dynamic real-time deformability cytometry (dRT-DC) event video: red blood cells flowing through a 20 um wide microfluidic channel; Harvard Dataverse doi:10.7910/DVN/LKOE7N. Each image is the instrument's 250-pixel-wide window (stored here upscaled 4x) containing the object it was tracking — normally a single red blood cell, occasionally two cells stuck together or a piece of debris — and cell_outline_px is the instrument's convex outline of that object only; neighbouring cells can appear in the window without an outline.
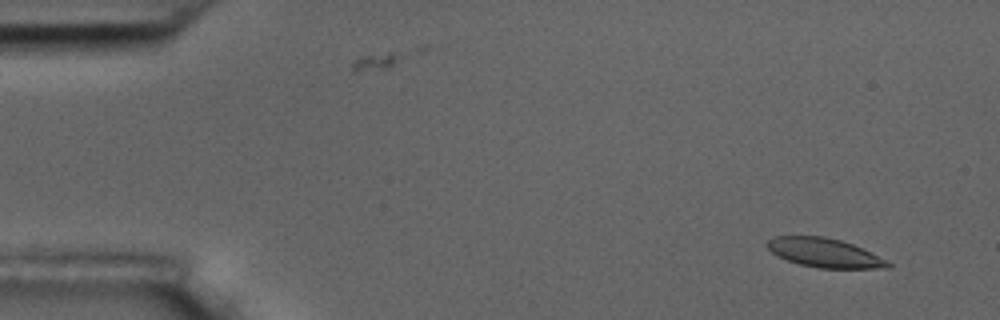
{"species": "common noctule bat (a hibernating species)", "species_latin": "Nyctalus noctula", "temperature_condition": "room temperature", "stored_images_in_passage": 9, "camera_frame_rate_fps": 3000, "um_per_image_px": 0.085, "animal": {"sex": "male", "body_mass_g": 17.5, "forearm_length_mm": 52.3}, "frame": {"image": 1, "passage_image": 2, "time_ms": 1.0, "image_size_px": [1000, 320], "cell_outline_px": [[892, 268], [816, 268], [800, 264], [776, 256], [764, 244], [772, 236], [824, 236], [840, 240], [852, 244], [892, 264]], "centroid_in_image_um": [70.0, 21.48], "position_along_channel_um": 15.0, "area_um2": 20.23}}
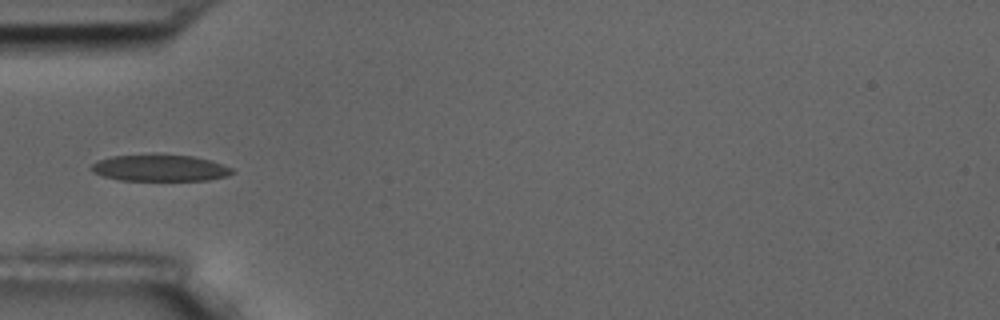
{"frame": {"image": 2, "passage_image": 6, "time_ms": 5.667, "image_size_px": [1000, 320], "cell_outline_px": [[236, 172], [228, 176], [208, 180], [120, 180], [104, 176], [92, 172], [88, 168], [96, 160], [112, 156], [152, 152], [192, 156], [212, 160], [232, 168]], "centroid_in_image_um": [13.57, 14.24], "position_along_channel_um": 71.4, "area_um2": 22.6}}
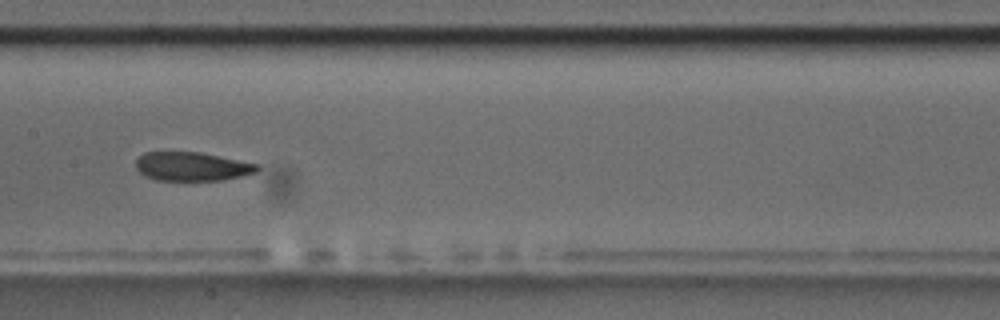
{"frame": {"image": 3, "passage_image": 9, "time_ms": 9.0, "image_size_px": [1000, 320], "cell_outline_px": [[260, 168], [256, 172], [240, 176], [220, 180], [156, 180], [144, 176], [136, 168], [136, 160], [144, 152], [200, 152], [260, 164]], "centroid_in_image_um": [16.32, 14.14], "position_along_channel_um": 191.1, "area_um2": 20.35}}